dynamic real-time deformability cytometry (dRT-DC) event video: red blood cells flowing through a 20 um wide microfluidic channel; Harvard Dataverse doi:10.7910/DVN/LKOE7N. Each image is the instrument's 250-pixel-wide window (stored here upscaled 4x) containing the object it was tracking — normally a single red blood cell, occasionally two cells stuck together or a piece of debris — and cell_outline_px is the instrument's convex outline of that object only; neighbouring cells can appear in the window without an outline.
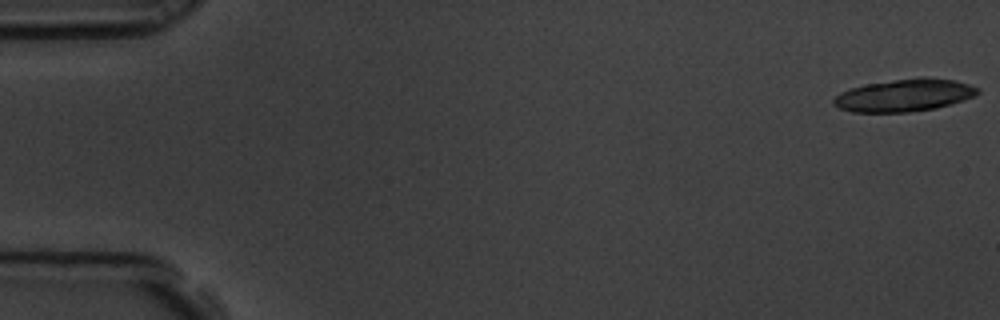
{"species": "common noctule bat (a hibernating species)", "species_latin": "Nyctalus noctula", "temperature_condition": "room temperature", "stored_images_in_passage": 6, "camera_frame_rate_fps": 3000, "um_per_image_px": 0.085, "animal": {"sex": "male", "body_mass_g": 19.5, "forearm_length_mm": 54.6}, "frame": {"image": 1, "passage_image": 1, "time_ms": 0.0, "image_size_px": [1000, 320], "cell_outline_px": [[980, 92], [976, 96], [952, 104], [936, 108], [908, 112], [852, 112], [840, 108], [832, 104], [832, 100], [840, 92], [852, 88], [868, 84], [924, 76], [928, 76], [952, 80], [968, 84], [980, 88]], "centroid_in_image_um": [76.91, 8.1], "position_along_channel_um": 8.1, "area_um2": 27.22}}